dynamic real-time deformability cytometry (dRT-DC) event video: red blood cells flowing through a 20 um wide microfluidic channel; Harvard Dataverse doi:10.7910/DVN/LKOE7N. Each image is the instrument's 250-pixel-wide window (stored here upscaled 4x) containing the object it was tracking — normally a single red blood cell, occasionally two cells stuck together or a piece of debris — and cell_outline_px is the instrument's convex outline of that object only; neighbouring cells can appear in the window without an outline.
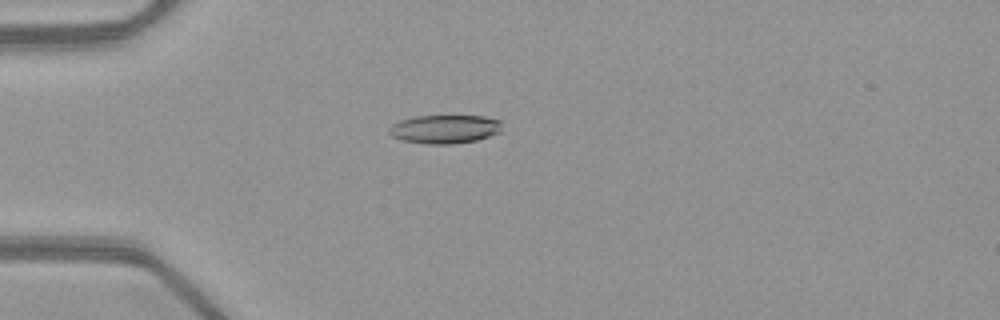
{"species": "common noctule bat (a hibernating species)", "species_latin": "Nyctalus noctula", "temperature_condition": "warm", "stored_images_in_passage": 46, "camera_frame_rate_fps": 3000, "um_per_image_px": 0.085, "animal": {"sex": "female", "body_mass_g": 21.9}, "frame": {"image": 1, "passage_image": 9, "time_ms": 2.667, "image_size_px": [1000, 320], "cell_outline_px": [[500, 132], [476, 140], [452, 144], [428, 144], [400, 140], [392, 136], [388, 132], [388, 128], [392, 124], [400, 120], [416, 116], [484, 116], [500, 120]], "centroid_in_image_um": [37.76, 10.97], "position_along_channel_um": 47.2, "area_um2": 18.79}}
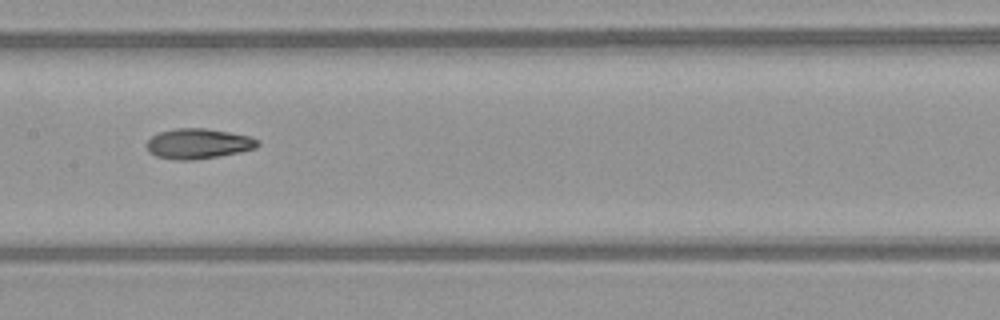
{"frame": {"image": 2, "passage_image": 21, "time_ms": 6.667, "image_size_px": [1000, 320], "cell_outline_px": [[260, 144], [256, 148], [240, 152], [220, 156], [192, 160], [172, 160], [156, 156], [148, 152], [148, 140], [152, 136], [160, 132], [176, 128], [204, 128], [228, 132], [248, 136], [260, 140]], "centroid_in_image_um": [16.86, 12.22], "position_along_channel_um": 190.5, "area_um2": 19.54}}
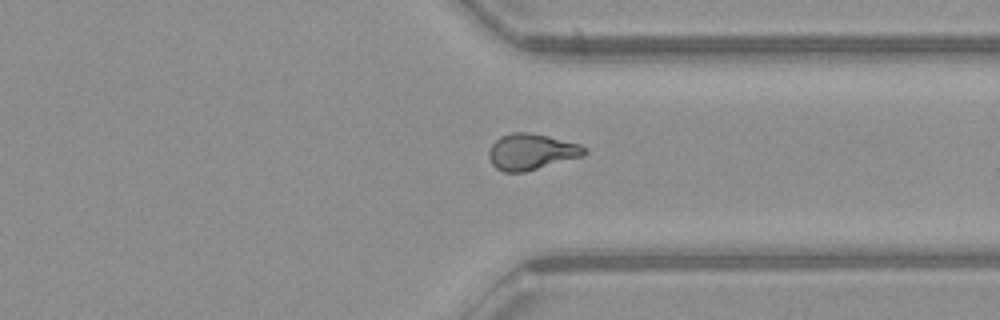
{"frame": {"image": 3, "passage_image": 34, "time_ms": 11.0, "image_size_px": [1000, 320], "cell_outline_px": [[588, 152], [584, 156], [524, 172], [504, 172], [496, 168], [492, 164], [488, 156], [488, 152], [492, 144], [500, 136], [512, 132], [528, 132], [548, 136], [580, 144]], "centroid_in_image_um": [45.16, 12.9], "position_along_channel_um": 366.2, "area_um2": 20.11}, "authors_computed_cell_mechanics": {"area_um2": 19.5075, "velocity_mm_per_s": 4.0666, "shape_relaxation_time_tau1_ms": null, "shape_relaxation_time_tau2_ms": 2.1997, "deformation_change_tau1": null, "deformation_change_tau2": 0.0943}}